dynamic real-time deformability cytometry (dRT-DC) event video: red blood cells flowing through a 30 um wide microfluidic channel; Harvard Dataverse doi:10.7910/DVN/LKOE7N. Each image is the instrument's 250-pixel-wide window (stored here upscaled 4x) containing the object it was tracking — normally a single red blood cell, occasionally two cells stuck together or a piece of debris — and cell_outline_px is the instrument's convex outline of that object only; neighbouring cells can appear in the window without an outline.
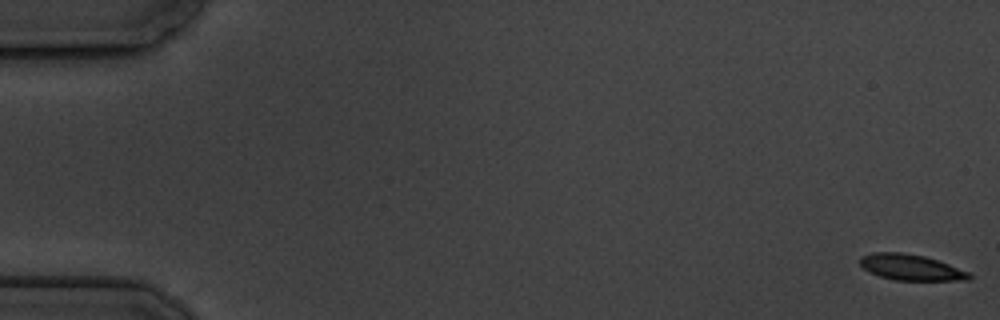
{"species": "common noctule bat (a hibernating species)", "species_latin": "Nyctalus noctula", "temperature_condition": "cold", "stored_images_in_passage": 6, "camera_frame_rate_fps": 3000, "um_per_image_px": 0.085, "animal": {"sex": "male", "body_mass_g": 19.5, "forearm_length_mm": 54.6}, "frame": {"image": 1, "passage_image": 1, "time_ms": 0.0, "image_size_px": [1000, 320], "cell_outline_px": [[972, 280], [892, 280], [868, 272], [860, 264], [860, 256], [872, 252], [900, 252], [924, 256], [948, 264], [968, 272], [972, 276]], "centroid_in_image_um": [77.39, 22.72], "position_along_channel_um": 7.6, "area_um2": 16.42}}
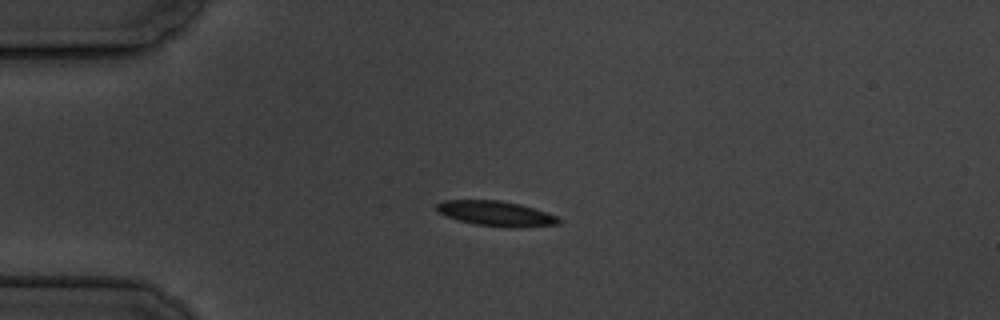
{"frame": {"image": 2, "passage_image": 5, "time_ms": 4.667, "image_size_px": [1000, 320], "cell_outline_px": [[560, 224], [520, 228], [512, 228], [476, 224], [456, 220], [436, 212], [436, 204], [444, 200], [500, 200], [520, 204], [556, 216], [560, 220]], "centroid_in_image_um": [42.12, 18.16], "position_along_channel_um": 42.9, "area_um2": 17.86}}